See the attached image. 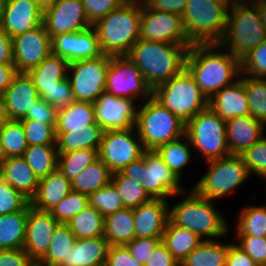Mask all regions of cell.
<instances>
[{
	"mask_svg": "<svg viewBox=\"0 0 266 266\" xmlns=\"http://www.w3.org/2000/svg\"><path fill=\"white\" fill-rule=\"evenodd\" d=\"M219 48H222L219 43H195L188 48L186 55L185 68L208 100L235 83L232 78L237 80V75L241 74V60L230 51L217 52Z\"/></svg>",
	"mask_w": 266,
	"mask_h": 266,
	"instance_id": "cell-1",
	"label": "cell"
},
{
	"mask_svg": "<svg viewBox=\"0 0 266 266\" xmlns=\"http://www.w3.org/2000/svg\"><path fill=\"white\" fill-rule=\"evenodd\" d=\"M192 44H175L139 39L126 55L154 89L185 68L188 48Z\"/></svg>",
	"mask_w": 266,
	"mask_h": 266,
	"instance_id": "cell-2",
	"label": "cell"
},
{
	"mask_svg": "<svg viewBox=\"0 0 266 266\" xmlns=\"http://www.w3.org/2000/svg\"><path fill=\"white\" fill-rule=\"evenodd\" d=\"M141 13L142 3L124 2L93 25L104 54L123 56L130 52L140 37Z\"/></svg>",
	"mask_w": 266,
	"mask_h": 266,
	"instance_id": "cell-3",
	"label": "cell"
},
{
	"mask_svg": "<svg viewBox=\"0 0 266 266\" xmlns=\"http://www.w3.org/2000/svg\"><path fill=\"white\" fill-rule=\"evenodd\" d=\"M249 2H252L250 8L248 2L238 0L229 9L226 30L219 42L240 60L266 40V26L258 5L253 0Z\"/></svg>",
	"mask_w": 266,
	"mask_h": 266,
	"instance_id": "cell-4",
	"label": "cell"
},
{
	"mask_svg": "<svg viewBox=\"0 0 266 266\" xmlns=\"http://www.w3.org/2000/svg\"><path fill=\"white\" fill-rule=\"evenodd\" d=\"M135 128L144 149L156 150L160 145L185 136L186 123L151 96L137 110Z\"/></svg>",
	"mask_w": 266,
	"mask_h": 266,
	"instance_id": "cell-5",
	"label": "cell"
},
{
	"mask_svg": "<svg viewBox=\"0 0 266 266\" xmlns=\"http://www.w3.org/2000/svg\"><path fill=\"white\" fill-rule=\"evenodd\" d=\"M211 202L192 190L184 201L169 209V221L189 229L200 238L206 236L205 240L221 237L227 233L228 225Z\"/></svg>",
	"mask_w": 266,
	"mask_h": 266,
	"instance_id": "cell-6",
	"label": "cell"
},
{
	"mask_svg": "<svg viewBox=\"0 0 266 266\" xmlns=\"http://www.w3.org/2000/svg\"><path fill=\"white\" fill-rule=\"evenodd\" d=\"M152 96L184 123L209 107V100L186 68L169 81L156 86Z\"/></svg>",
	"mask_w": 266,
	"mask_h": 266,
	"instance_id": "cell-7",
	"label": "cell"
},
{
	"mask_svg": "<svg viewBox=\"0 0 266 266\" xmlns=\"http://www.w3.org/2000/svg\"><path fill=\"white\" fill-rule=\"evenodd\" d=\"M228 9L212 0H188L182 15L188 40L219 43L225 33Z\"/></svg>",
	"mask_w": 266,
	"mask_h": 266,
	"instance_id": "cell-8",
	"label": "cell"
},
{
	"mask_svg": "<svg viewBox=\"0 0 266 266\" xmlns=\"http://www.w3.org/2000/svg\"><path fill=\"white\" fill-rule=\"evenodd\" d=\"M185 137L193 148L202 153L206 162L231 155L226 122L209 107L186 123Z\"/></svg>",
	"mask_w": 266,
	"mask_h": 266,
	"instance_id": "cell-9",
	"label": "cell"
},
{
	"mask_svg": "<svg viewBox=\"0 0 266 266\" xmlns=\"http://www.w3.org/2000/svg\"><path fill=\"white\" fill-rule=\"evenodd\" d=\"M209 171L193 190L203 198L214 200L242 185L250 173L240 155H229L207 161Z\"/></svg>",
	"mask_w": 266,
	"mask_h": 266,
	"instance_id": "cell-10",
	"label": "cell"
},
{
	"mask_svg": "<svg viewBox=\"0 0 266 266\" xmlns=\"http://www.w3.org/2000/svg\"><path fill=\"white\" fill-rule=\"evenodd\" d=\"M111 61V55L74 61L69 63L68 75L75 101L94 103L105 91L106 74Z\"/></svg>",
	"mask_w": 266,
	"mask_h": 266,
	"instance_id": "cell-11",
	"label": "cell"
},
{
	"mask_svg": "<svg viewBox=\"0 0 266 266\" xmlns=\"http://www.w3.org/2000/svg\"><path fill=\"white\" fill-rule=\"evenodd\" d=\"M105 91L116 97L134 100L141 95L145 100L153 89L147 84L141 70L126 56H111L106 74Z\"/></svg>",
	"mask_w": 266,
	"mask_h": 266,
	"instance_id": "cell-12",
	"label": "cell"
},
{
	"mask_svg": "<svg viewBox=\"0 0 266 266\" xmlns=\"http://www.w3.org/2000/svg\"><path fill=\"white\" fill-rule=\"evenodd\" d=\"M134 130L135 127L127 130L104 131L98 157L112 173L122 171L131 162L142 157L145 149L140 138L136 141Z\"/></svg>",
	"mask_w": 266,
	"mask_h": 266,
	"instance_id": "cell-13",
	"label": "cell"
},
{
	"mask_svg": "<svg viewBox=\"0 0 266 266\" xmlns=\"http://www.w3.org/2000/svg\"><path fill=\"white\" fill-rule=\"evenodd\" d=\"M139 39L192 44L185 32L182 16L171 12L149 9L144 3H142Z\"/></svg>",
	"mask_w": 266,
	"mask_h": 266,
	"instance_id": "cell-14",
	"label": "cell"
},
{
	"mask_svg": "<svg viewBox=\"0 0 266 266\" xmlns=\"http://www.w3.org/2000/svg\"><path fill=\"white\" fill-rule=\"evenodd\" d=\"M142 187L152 199L166 200L182 193L180 179L163 162L156 150H145L143 155Z\"/></svg>",
	"mask_w": 266,
	"mask_h": 266,
	"instance_id": "cell-15",
	"label": "cell"
},
{
	"mask_svg": "<svg viewBox=\"0 0 266 266\" xmlns=\"http://www.w3.org/2000/svg\"><path fill=\"white\" fill-rule=\"evenodd\" d=\"M13 60L17 72H28L52 53L51 37L42 23L12 38Z\"/></svg>",
	"mask_w": 266,
	"mask_h": 266,
	"instance_id": "cell-16",
	"label": "cell"
},
{
	"mask_svg": "<svg viewBox=\"0 0 266 266\" xmlns=\"http://www.w3.org/2000/svg\"><path fill=\"white\" fill-rule=\"evenodd\" d=\"M135 100L116 97L104 91L93 103L95 122L104 130H127L135 127Z\"/></svg>",
	"mask_w": 266,
	"mask_h": 266,
	"instance_id": "cell-17",
	"label": "cell"
},
{
	"mask_svg": "<svg viewBox=\"0 0 266 266\" xmlns=\"http://www.w3.org/2000/svg\"><path fill=\"white\" fill-rule=\"evenodd\" d=\"M43 24L51 39L58 34L84 31L93 26L87 19L82 0H59L43 13Z\"/></svg>",
	"mask_w": 266,
	"mask_h": 266,
	"instance_id": "cell-18",
	"label": "cell"
},
{
	"mask_svg": "<svg viewBox=\"0 0 266 266\" xmlns=\"http://www.w3.org/2000/svg\"><path fill=\"white\" fill-rule=\"evenodd\" d=\"M43 23V12L34 0H2L0 29L14 38Z\"/></svg>",
	"mask_w": 266,
	"mask_h": 266,
	"instance_id": "cell-19",
	"label": "cell"
},
{
	"mask_svg": "<svg viewBox=\"0 0 266 266\" xmlns=\"http://www.w3.org/2000/svg\"><path fill=\"white\" fill-rule=\"evenodd\" d=\"M51 42L52 54L66 59L68 63L97 58L104 54L93 26L84 31L55 35Z\"/></svg>",
	"mask_w": 266,
	"mask_h": 266,
	"instance_id": "cell-20",
	"label": "cell"
},
{
	"mask_svg": "<svg viewBox=\"0 0 266 266\" xmlns=\"http://www.w3.org/2000/svg\"><path fill=\"white\" fill-rule=\"evenodd\" d=\"M59 222L48 211L38 210L28 204L23 249L37 263L47 252L55 228Z\"/></svg>",
	"mask_w": 266,
	"mask_h": 266,
	"instance_id": "cell-21",
	"label": "cell"
},
{
	"mask_svg": "<svg viewBox=\"0 0 266 266\" xmlns=\"http://www.w3.org/2000/svg\"><path fill=\"white\" fill-rule=\"evenodd\" d=\"M166 200L151 201L133 208L136 238H162L169 220V208Z\"/></svg>",
	"mask_w": 266,
	"mask_h": 266,
	"instance_id": "cell-22",
	"label": "cell"
},
{
	"mask_svg": "<svg viewBox=\"0 0 266 266\" xmlns=\"http://www.w3.org/2000/svg\"><path fill=\"white\" fill-rule=\"evenodd\" d=\"M3 96L10 120L22 119L40 98L33 80L26 72H18L14 76Z\"/></svg>",
	"mask_w": 266,
	"mask_h": 266,
	"instance_id": "cell-23",
	"label": "cell"
},
{
	"mask_svg": "<svg viewBox=\"0 0 266 266\" xmlns=\"http://www.w3.org/2000/svg\"><path fill=\"white\" fill-rule=\"evenodd\" d=\"M209 108L225 122L237 116L249 115L250 109L245 91V77L218 91L209 100Z\"/></svg>",
	"mask_w": 266,
	"mask_h": 266,
	"instance_id": "cell-24",
	"label": "cell"
},
{
	"mask_svg": "<svg viewBox=\"0 0 266 266\" xmlns=\"http://www.w3.org/2000/svg\"><path fill=\"white\" fill-rule=\"evenodd\" d=\"M265 124L250 114L226 122L227 144L231 155H240L263 137Z\"/></svg>",
	"mask_w": 266,
	"mask_h": 266,
	"instance_id": "cell-25",
	"label": "cell"
},
{
	"mask_svg": "<svg viewBox=\"0 0 266 266\" xmlns=\"http://www.w3.org/2000/svg\"><path fill=\"white\" fill-rule=\"evenodd\" d=\"M109 246L104 236L76 239L58 266H105Z\"/></svg>",
	"mask_w": 266,
	"mask_h": 266,
	"instance_id": "cell-26",
	"label": "cell"
},
{
	"mask_svg": "<svg viewBox=\"0 0 266 266\" xmlns=\"http://www.w3.org/2000/svg\"><path fill=\"white\" fill-rule=\"evenodd\" d=\"M0 177L29 201L36 194L39 179L23 157L3 158L0 161Z\"/></svg>",
	"mask_w": 266,
	"mask_h": 266,
	"instance_id": "cell-27",
	"label": "cell"
},
{
	"mask_svg": "<svg viewBox=\"0 0 266 266\" xmlns=\"http://www.w3.org/2000/svg\"><path fill=\"white\" fill-rule=\"evenodd\" d=\"M71 190V182L57 168L48 176L39 179L36 194L30 200V205L38 210L49 212Z\"/></svg>",
	"mask_w": 266,
	"mask_h": 266,
	"instance_id": "cell-28",
	"label": "cell"
},
{
	"mask_svg": "<svg viewBox=\"0 0 266 266\" xmlns=\"http://www.w3.org/2000/svg\"><path fill=\"white\" fill-rule=\"evenodd\" d=\"M55 134L58 153L73 152L79 149H94L98 151L104 130L95 122L86 129Z\"/></svg>",
	"mask_w": 266,
	"mask_h": 266,
	"instance_id": "cell-29",
	"label": "cell"
},
{
	"mask_svg": "<svg viewBox=\"0 0 266 266\" xmlns=\"http://www.w3.org/2000/svg\"><path fill=\"white\" fill-rule=\"evenodd\" d=\"M104 238L110 246L126 245L136 238L133 209L124 208L105 217Z\"/></svg>",
	"mask_w": 266,
	"mask_h": 266,
	"instance_id": "cell-30",
	"label": "cell"
},
{
	"mask_svg": "<svg viewBox=\"0 0 266 266\" xmlns=\"http://www.w3.org/2000/svg\"><path fill=\"white\" fill-rule=\"evenodd\" d=\"M205 240L187 228L172 224L169 220L163 233L162 242L174 258L181 263L188 254Z\"/></svg>",
	"mask_w": 266,
	"mask_h": 266,
	"instance_id": "cell-31",
	"label": "cell"
},
{
	"mask_svg": "<svg viewBox=\"0 0 266 266\" xmlns=\"http://www.w3.org/2000/svg\"><path fill=\"white\" fill-rule=\"evenodd\" d=\"M95 123L93 103L74 101L70 106L58 110L55 133H69L86 129Z\"/></svg>",
	"mask_w": 266,
	"mask_h": 266,
	"instance_id": "cell-32",
	"label": "cell"
},
{
	"mask_svg": "<svg viewBox=\"0 0 266 266\" xmlns=\"http://www.w3.org/2000/svg\"><path fill=\"white\" fill-rule=\"evenodd\" d=\"M27 218L28 205L21 211L0 215V250L23 248Z\"/></svg>",
	"mask_w": 266,
	"mask_h": 266,
	"instance_id": "cell-33",
	"label": "cell"
},
{
	"mask_svg": "<svg viewBox=\"0 0 266 266\" xmlns=\"http://www.w3.org/2000/svg\"><path fill=\"white\" fill-rule=\"evenodd\" d=\"M69 63L66 59L50 54L38 66L30 69L27 73L33 80L38 93L45 88H52L60 80L68 77Z\"/></svg>",
	"mask_w": 266,
	"mask_h": 266,
	"instance_id": "cell-34",
	"label": "cell"
},
{
	"mask_svg": "<svg viewBox=\"0 0 266 266\" xmlns=\"http://www.w3.org/2000/svg\"><path fill=\"white\" fill-rule=\"evenodd\" d=\"M112 172L98 157L71 182V189L89 195L111 182Z\"/></svg>",
	"mask_w": 266,
	"mask_h": 266,
	"instance_id": "cell-35",
	"label": "cell"
},
{
	"mask_svg": "<svg viewBox=\"0 0 266 266\" xmlns=\"http://www.w3.org/2000/svg\"><path fill=\"white\" fill-rule=\"evenodd\" d=\"M75 241L76 237L69 226L59 223L53 232L47 252L36 266H58L68 256Z\"/></svg>",
	"mask_w": 266,
	"mask_h": 266,
	"instance_id": "cell-36",
	"label": "cell"
},
{
	"mask_svg": "<svg viewBox=\"0 0 266 266\" xmlns=\"http://www.w3.org/2000/svg\"><path fill=\"white\" fill-rule=\"evenodd\" d=\"M228 245L214 240H203L180 263V266H226Z\"/></svg>",
	"mask_w": 266,
	"mask_h": 266,
	"instance_id": "cell-37",
	"label": "cell"
},
{
	"mask_svg": "<svg viewBox=\"0 0 266 266\" xmlns=\"http://www.w3.org/2000/svg\"><path fill=\"white\" fill-rule=\"evenodd\" d=\"M23 158L38 179L48 176L58 168L57 145H31Z\"/></svg>",
	"mask_w": 266,
	"mask_h": 266,
	"instance_id": "cell-38",
	"label": "cell"
},
{
	"mask_svg": "<svg viewBox=\"0 0 266 266\" xmlns=\"http://www.w3.org/2000/svg\"><path fill=\"white\" fill-rule=\"evenodd\" d=\"M104 216L93 206L87 205L66 224L76 239L104 236Z\"/></svg>",
	"mask_w": 266,
	"mask_h": 266,
	"instance_id": "cell-39",
	"label": "cell"
},
{
	"mask_svg": "<svg viewBox=\"0 0 266 266\" xmlns=\"http://www.w3.org/2000/svg\"><path fill=\"white\" fill-rule=\"evenodd\" d=\"M3 158L23 157L28 142L20 120H9L0 127Z\"/></svg>",
	"mask_w": 266,
	"mask_h": 266,
	"instance_id": "cell-40",
	"label": "cell"
},
{
	"mask_svg": "<svg viewBox=\"0 0 266 266\" xmlns=\"http://www.w3.org/2000/svg\"><path fill=\"white\" fill-rule=\"evenodd\" d=\"M111 182L117 188L125 208L133 209L152 200L142 183L125 176L121 171L112 174Z\"/></svg>",
	"mask_w": 266,
	"mask_h": 266,
	"instance_id": "cell-41",
	"label": "cell"
},
{
	"mask_svg": "<svg viewBox=\"0 0 266 266\" xmlns=\"http://www.w3.org/2000/svg\"><path fill=\"white\" fill-rule=\"evenodd\" d=\"M98 158L94 149H79L73 152L58 153V169L73 182L87 166Z\"/></svg>",
	"mask_w": 266,
	"mask_h": 266,
	"instance_id": "cell-42",
	"label": "cell"
},
{
	"mask_svg": "<svg viewBox=\"0 0 266 266\" xmlns=\"http://www.w3.org/2000/svg\"><path fill=\"white\" fill-rule=\"evenodd\" d=\"M181 138L169 143L160 145L156 152L161 156L163 162L175 173L180 179L181 170L191 158L188 143L180 141Z\"/></svg>",
	"mask_w": 266,
	"mask_h": 266,
	"instance_id": "cell-43",
	"label": "cell"
},
{
	"mask_svg": "<svg viewBox=\"0 0 266 266\" xmlns=\"http://www.w3.org/2000/svg\"><path fill=\"white\" fill-rule=\"evenodd\" d=\"M238 219L237 235L266 237V206L247 207Z\"/></svg>",
	"mask_w": 266,
	"mask_h": 266,
	"instance_id": "cell-44",
	"label": "cell"
},
{
	"mask_svg": "<svg viewBox=\"0 0 266 266\" xmlns=\"http://www.w3.org/2000/svg\"><path fill=\"white\" fill-rule=\"evenodd\" d=\"M245 91L249 101L250 115L266 123V79L245 76Z\"/></svg>",
	"mask_w": 266,
	"mask_h": 266,
	"instance_id": "cell-45",
	"label": "cell"
},
{
	"mask_svg": "<svg viewBox=\"0 0 266 266\" xmlns=\"http://www.w3.org/2000/svg\"><path fill=\"white\" fill-rule=\"evenodd\" d=\"M88 201L89 205L95 207L104 218L125 208L118 190L112 182L90 193Z\"/></svg>",
	"mask_w": 266,
	"mask_h": 266,
	"instance_id": "cell-46",
	"label": "cell"
},
{
	"mask_svg": "<svg viewBox=\"0 0 266 266\" xmlns=\"http://www.w3.org/2000/svg\"><path fill=\"white\" fill-rule=\"evenodd\" d=\"M88 204L87 194L71 190L69 194L49 212L59 223L66 224Z\"/></svg>",
	"mask_w": 266,
	"mask_h": 266,
	"instance_id": "cell-47",
	"label": "cell"
},
{
	"mask_svg": "<svg viewBox=\"0 0 266 266\" xmlns=\"http://www.w3.org/2000/svg\"><path fill=\"white\" fill-rule=\"evenodd\" d=\"M28 145H56V125H49L38 120L20 119Z\"/></svg>",
	"mask_w": 266,
	"mask_h": 266,
	"instance_id": "cell-48",
	"label": "cell"
},
{
	"mask_svg": "<svg viewBox=\"0 0 266 266\" xmlns=\"http://www.w3.org/2000/svg\"><path fill=\"white\" fill-rule=\"evenodd\" d=\"M241 73L252 78L266 79V40L241 59Z\"/></svg>",
	"mask_w": 266,
	"mask_h": 266,
	"instance_id": "cell-49",
	"label": "cell"
},
{
	"mask_svg": "<svg viewBox=\"0 0 266 266\" xmlns=\"http://www.w3.org/2000/svg\"><path fill=\"white\" fill-rule=\"evenodd\" d=\"M39 97L46 100L57 110L67 108L75 101L68 77L60 80L57 85L52 88H45V90H42L39 93Z\"/></svg>",
	"mask_w": 266,
	"mask_h": 266,
	"instance_id": "cell-50",
	"label": "cell"
},
{
	"mask_svg": "<svg viewBox=\"0 0 266 266\" xmlns=\"http://www.w3.org/2000/svg\"><path fill=\"white\" fill-rule=\"evenodd\" d=\"M30 201L0 177V215L23 210Z\"/></svg>",
	"mask_w": 266,
	"mask_h": 266,
	"instance_id": "cell-51",
	"label": "cell"
},
{
	"mask_svg": "<svg viewBox=\"0 0 266 266\" xmlns=\"http://www.w3.org/2000/svg\"><path fill=\"white\" fill-rule=\"evenodd\" d=\"M240 156L243 158L250 174L255 173L266 177V137H262Z\"/></svg>",
	"mask_w": 266,
	"mask_h": 266,
	"instance_id": "cell-52",
	"label": "cell"
},
{
	"mask_svg": "<svg viewBox=\"0 0 266 266\" xmlns=\"http://www.w3.org/2000/svg\"><path fill=\"white\" fill-rule=\"evenodd\" d=\"M239 247L246 252L258 266H266V237L237 235Z\"/></svg>",
	"mask_w": 266,
	"mask_h": 266,
	"instance_id": "cell-53",
	"label": "cell"
},
{
	"mask_svg": "<svg viewBox=\"0 0 266 266\" xmlns=\"http://www.w3.org/2000/svg\"><path fill=\"white\" fill-rule=\"evenodd\" d=\"M85 13L89 22L94 25L99 19L109 12L117 9L123 0H82Z\"/></svg>",
	"mask_w": 266,
	"mask_h": 266,
	"instance_id": "cell-54",
	"label": "cell"
},
{
	"mask_svg": "<svg viewBox=\"0 0 266 266\" xmlns=\"http://www.w3.org/2000/svg\"><path fill=\"white\" fill-rule=\"evenodd\" d=\"M162 238H134L125 246L129 250L131 256L140 264L145 265Z\"/></svg>",
	"mask_w": 266,
	"mask_h": 266,
	"instance_id": "cell-55",
	"label": "cell"
},
{
	"mask_svg": "<svg viewBox=\"0 0 266 266\" xmlns=\"http://www.w3.org/2000/svg\"><path fill=\"white\" fill-rule=\"evenodd\" d=\"M58 110L50 105L46 100L38 98L31 110L22 119L38 120L49 125L57 124Z\"/></svg>",
	"mask_w": 266,
	"mask_h": 266,
	"instance_id": "cell-56",
	"label": "cell"
},
{
	"mask_svg": "<svg viewBox=\"0 0 266 266\" xmlns=\"http://www.w3.org/2000/svg\"><path fill=\"white\" fill-rule=\"evenodd\" d=\"M105 266H144L138 263L125 245L109 246Z\"/></svg>",
	"mask_w": 266,
	"mask_h": 266,
	"instance_id": "cell-57",
	"label": "cell"
},
{
	"mask_svg": "<svg viewBox=\"0 0 266 266\" xmlns=\"http://www.w3.org/2000/svg\"><path fill=\"white\" fill-rule=\"evenodd\" d=\"M0 266H36V263L22 249L0 250Z\"/></svg>",
	"mask_w": 266,
	"mask_h": 266,
	"instance_id": "cell-58",
	"label": "cell"
},
{
	"mask_svg": "<svg viewBox=\"0 0 266 266\" xmlns=\"http://www.w3.org/2000/svg\"><path fill=\"white\" fill-rule=\"evenodd\" d=\"M144 266H180V263L169 252L166 245L161 241Z\"/></svg>",
	"mask_w": 266,
	"mask_h": 266,
	"instance_id": "cell-59",
	"label": "cell"
},
{
	"mask_svg": "<svg viewBox=\"0 0 266 266\" xmlns=\"http://www.w3.org/2000/svg\"><path fill=\"white\" fill-rule=\"evenodd\" d=\"M142 1L149 9L171 12L182 16L188 0H142Z\"/></svg>",
	"mask_w": 266,
	"mask_h": 266,
	"instance_id": "cell-60",
	"label": "cell"
},
{
	"mask_svg": "<svg viewBox=\"0 0 266 266\" xmlns=\"http://www.w3.org/2000/svg\"><path fill=\"white\" fill-rule=\"evenodd\" d=\"M226 266H258L237 244H228Z\"/></svg>",
	"mask_w": 266,
	"mask_h": 266,
	"instance_id": "cell-61",
	"label": "cell"
},
{
	"mask_svg": "<svg viewBox=\"0 0 266 266\" xmlns=\"http://www.w3.org/2000/svg\"><path fill=\"white\" fill-rule=\"evenodd\" d=\"M0 64H14L12 38L0 29Z\"/></svg>",
	"mask_w": 266,
	"mask_h": 266,
	"instance_id": "cell-62",
	"label": "cell"
},
{
	"mask_svg": "<svg viewBox=\"0 0 266 266\" xmlns=\"http://www.w3.org/2000/svg\"><path fill=\"white\" fill-rule=\"evenodd\" d=\"M17 73L14 64H0V95L4 94Z\"/></svg>",
	"mask_w": 266,
	"mask_h": 266,
	"instance_id": "cell-63",
	"label": "cell"
},
{
	"mask_svg": "<svg viewBox=\"0 0 266 266\" xmlns=\"http://www.w3.org/2000/svg\"><path fill=\"white\" fill-rule=\"evenodd\" d=\"M125 176H128L135 181L142 182V173H143V157L139 160L131 162L121 171Z\"/></svg>",
	"mask_w": 266,
	"mask_h": 266,
	"instance_id": "cell-64",
	"label": "cell"
},
{
	"mask_svg": "<svg viewBox=\"0 0 266 266\" xmlns=\"http://www.w3.org/2000/svg\"><path fill=\"white\" fill-rule=\"evenodd\" d=\"M7 114L6 103L3 95H0V127H2L7 121H9Z\"/></svg>",
	"mask_w": 266,
	"mask_h": 266,
	"instance_id": "cell-65",
	"label": "cell"
},
{
	"mask_svg": "<svg viewBox=\"0 0 266 266\" xmlns=\"http://www.w3.org/2000/svg\"><path fill=\"white\" fill-rule=\"evenodd\" d=\"M39 9L44 13L46 10L52 8L59 0H34Z\"/></svg>",
	"mask_w": 266,
	"mask_h": 266,
	"instance_id": "cell-66",
	"label": "cell"
},
{
	"mask_svg": "<svg viewBox=\"0 0 266 266\" xmlns=\"http://www.w3.org/2000/svg\"><path fill=\"white\" fill-rule=\"evenodd\" d=\"M253 1L258 5L263 24L266 26V0H253Z\"/></svg>",
	"mask_w": 266,
	"mask_h": 266,
	"instance_id": "cell-67",
	"label": "cell"
},
{
	"mask_svg": "<svg viewBox=\"0 0 266 266\" xmlns=\"http://www.w3.org/2000/svg\"><path fill=\"white\" fill-rule=\"evenodd\" d=\"M212 1H214L216 3H219V4L223 5V6H225L229 10L231 7H233L235 5V3L238 0H231L232 2L229 1V0H212Z\"/></svg>",
	"mask_w": 266,
	"mask_h": 266,
	"instance_id": "cell-68",
	"label": "cell"
},
{
	"mask_svg": "<svg viewBox=\"0 0 266 266\" xmlns=\"http://www.w3.org/2000/svg\"><path fill=\"white\" fill-rule=\"evenodd\" d=\"M124 2H136V3H143L141 0H123Z\"/></svg>",
	"mask_w": 266,
	"mask_h": 266,
	"instance_id": "cell-69",
	"label": "cell"
},
{
	"mask_svg": "<svg viewBox=\"0 0 266 266\" xmlns=\"http://www.w3.org/2000/svg\"><path fill=\"white\" fill-rule=\"evenodd\" d=\"M3 159V152H2V145H1V139H0V161Z\"/></svg>",
	"mask_w": 266,
	"mask_h": 266,
	"instance_id": "cell-70",
	"label": "cell"
}]
</instances>
